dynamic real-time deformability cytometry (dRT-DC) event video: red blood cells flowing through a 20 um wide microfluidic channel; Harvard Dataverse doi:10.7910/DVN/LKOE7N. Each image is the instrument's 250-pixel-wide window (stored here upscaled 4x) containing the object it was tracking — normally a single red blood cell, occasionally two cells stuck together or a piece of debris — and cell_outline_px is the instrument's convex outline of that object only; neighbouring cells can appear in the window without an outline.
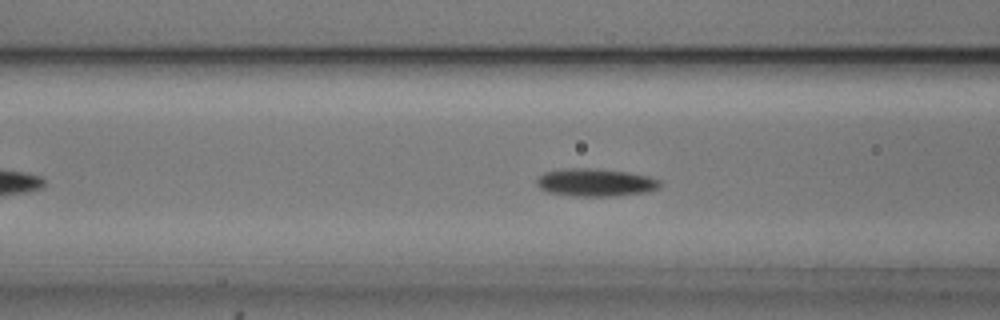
{"species": "common noctule bat (a hibernating species)", "species_latin": "Nyctalus noctula", "temperature_condition": "cold", "stored_images_in_passage": 40, "camera_frame_rate_fps": 3000, "um_per_image_px": 0.085, "animal": {"sex": "male", "body_mass_g": 20.5, "forearm_length_mm": 52.5}, "frame": {"image": 1, "passage_image": 14, "time_ms": 4.333, "image_size_px": [1000, 320], "cell_outline_px": [[660, 188], [648, 192], [616, 196], [572, 196], [548, 192], [540, 188], [536, 184], [536, 180], [544, 172], [560, 168], [592, 168], [628, 172], [648, 176], [660, 180]], "centroid_in_image_um": [50.61, 15.51], "position_along_channel_um": 116.0, "area_um2": 20.17}}
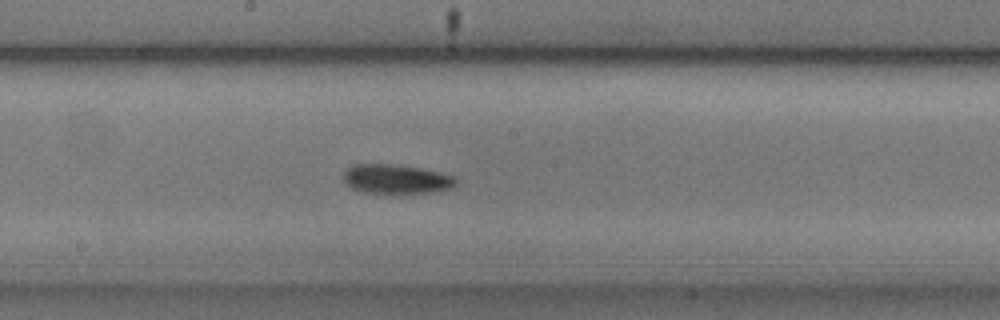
{"frame": {"image": 2, "passage_image": 22, "time_ms": 7.0, "image_size_px": [1000, 320], "cell_outline_px": [[456, 184], [452, 188], [436, 192], [364, 192], [352, 188], [344, 184], [344, 172], [352, 164], [400, 164], [440, 172], [452, 176], [456, 180]], "centroid_in_image_um": [33.67, 15.2], "position_along_channel_um": 214.5, "area_um2": 19.07}}
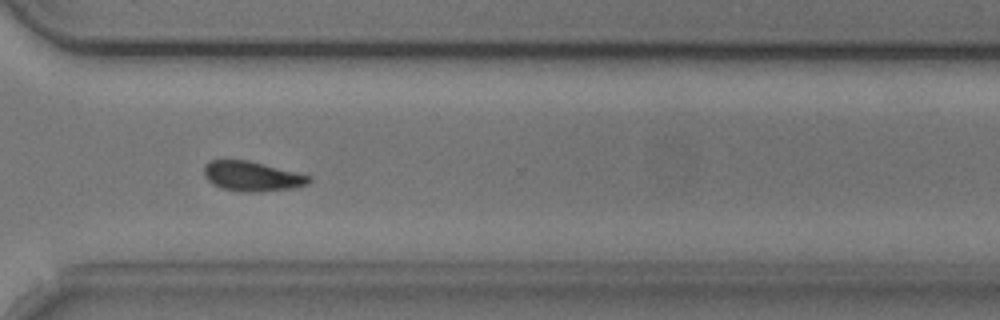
{"frame": {"image": 3, "passage_image": 33, "time_ms": 10.667, "image_size_px": [1000, 320], "cell_outline_px": [[312, 180], [308, 184], [292, 188], [260, 192], [240, 192], [220, 188], [212, 184], [204, 176], [204, 164], [208, 160], [248, 160], [312, 176]], "centroid_in_image_um": [21.4, 14.99], "position_along_channel_um": 349.2, "area_um2": 18.44}, "authors_computed_cell_mechanics": {"area_um2": 18.6694, "velocity_mm_per_s": 3.6935, "shape_relaxation_time_tau1_ms": 2.1508, "shape_relaxation_time_tau2_ms": null, "deformation_change_tau1": 0.0944, "deformation_change_tau2": null}}